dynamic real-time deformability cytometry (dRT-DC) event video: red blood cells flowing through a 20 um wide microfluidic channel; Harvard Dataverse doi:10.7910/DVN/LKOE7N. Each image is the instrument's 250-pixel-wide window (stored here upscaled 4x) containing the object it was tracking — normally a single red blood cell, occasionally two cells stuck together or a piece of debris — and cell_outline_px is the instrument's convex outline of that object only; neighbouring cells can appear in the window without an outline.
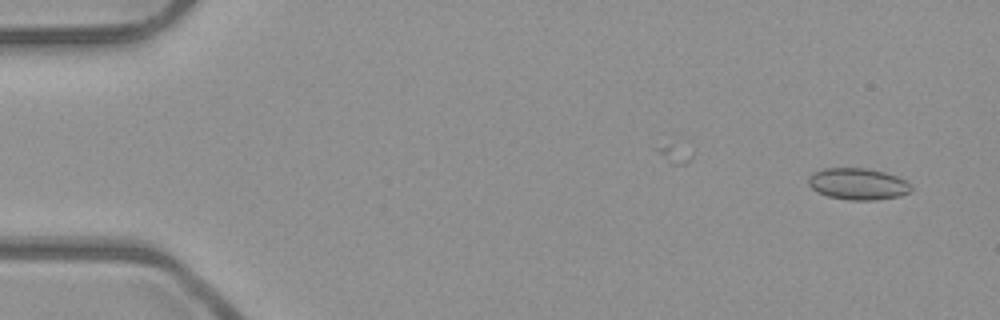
{"species": "common noctule bat (a hibernating species)", "species_latin": "Nyctalus noctula", "temperature_condition": "room temperature", "stored_images_in_passage": 16, "camera_frame_rate_fps": 3000, "um_per_image_px": 0.085, "animal": {"sex": "male", "body_mass_g": 23.1, "forearm_length_mm": 52.7}, "frame": {"image": 1, "passage_image": 3, "time_ms": 0.667, "image_size_px": [1000, 320], "cell_outline_px": [[912, 188], [908, 192], [900, 196], [876, 200], [852, 200], [828, 196], [816, 192], [808, 184], [808, 176], [812, 172], [824, 168], [868, 168], [884, 172], [896, 176], [904, 180]], "centroid_in_image_um": [72.87, 15.63], "position_along_channel_um": 12.1, "area_um2": 18.9}}
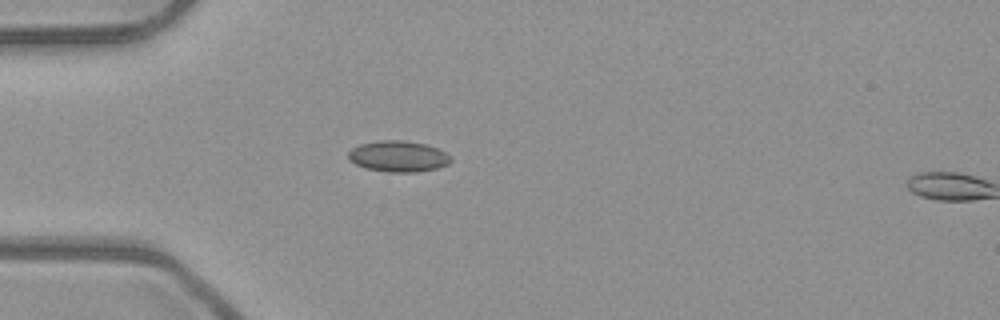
{"frame": {"image": 2, "passage_image": 15, "time_ms": 4.667, "image_size_px": [1000, 320], "cell_outline_px": [[452, 160], [448, 164], [436, 168], [416, 172], [388, 172], [364, 168], [348, 160], [348, 152], [352, 148], [360, 144], [380, 140], [400, 140], [428, 144], [452, 156]], "centroid_in_image_um": [33.84, 13.29], "position_along_channel_um": 51.2, "area_um2": 18.61}}